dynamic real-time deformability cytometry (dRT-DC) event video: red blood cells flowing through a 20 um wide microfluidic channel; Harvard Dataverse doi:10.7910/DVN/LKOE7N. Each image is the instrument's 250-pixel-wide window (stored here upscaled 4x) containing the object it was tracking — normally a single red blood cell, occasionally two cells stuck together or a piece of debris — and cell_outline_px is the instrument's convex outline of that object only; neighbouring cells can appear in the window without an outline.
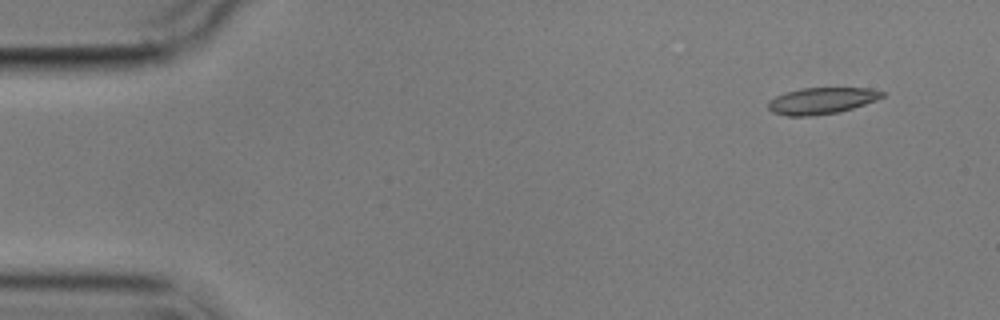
{"species": "common noctule bat (a hibernating species)", "species_latin": "Nyctalus noctula", "temperature_condition": "cold", "stored_images_in_passage": 4, "camera_frame_rate_fps": 3000, "um_per_image_px": 0.085, "animal": {"sex": "male", "body_mass_g": 17.9}, "frame": {"image": 1, "passage_image": 1, "time_ms": 0.0, "image_size_px": [1000, 320], "cell_outline_px": [[884, 96], [876, 100], [852, 108], [836, 112], [812, 116], [788, 116], [772, 112], [768, 108], [768, 100], [784, 92], [800, 88], [868, 88], [884, 92]], "centroid_in_image_um": [69.79, 8.56], "position_along_channel_um": 15.2, "area_um2": 17.51}}
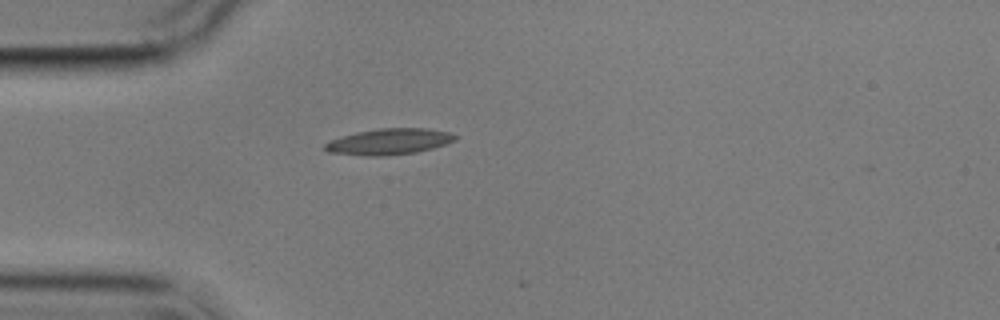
{"frame": {"image": 2, "passage_image": 4, "time_ms": 3.667, "image_size_px": [1000, 320], "cell_outline_px": [[460, 136], [456, 140], [448, 144], [416, 152], [384, 156], [364, 156], [328, 152], [324, 148], [324, 144], [332, 140], [356, 132], [380, 128], [428, 128], [448, 132]], "centroid_in_image_um": [33.13, 12.04], "position_along_channel_um": 51.9, "area_um2": 19.83}}